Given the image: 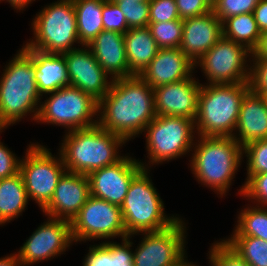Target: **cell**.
<instances>
[{"label":"cell","mask_w":267,"mask_h":266,"mask_svg":"<svg viewBox=\"0 0 267 266\" xmlns=\"http://www.w3.org/2000/svg\"><path fill=\"white\" fill-rule=\"evenodd\" d=\"M156 117L153 89L138 75L115 79L98 102L97 124L127 143Z\"/></svg>","instance_id":"6da1fadb"},{"label":"cell","mask_w":267,"mask_h":266,"mask_svg":"<svg viewBox=\"0 0 267 266\" xmlns=\"http://www.w3.org/2000/svg\"><path fill=\"white\" fill-rule=\"evenodd\" d=\"M21 47L3 66V72L0 70V130L4 131L28 116L36 123L39 113L42 95L35 79L33 56Z\"/></svg>","instance_id":"7a4b0ae2"},{"label":"cell","mask_w":267,"mask_h":266,"mask_svg":"<svg viewBox=\"0 0 267 266\" xmlns=\"http://www.w3.org/2000/svg\"><path fill=\"white\" fill-rule=\"evenodd\" d=\"M243 163V147L233 137L196 136L188 168L194 179L226 198Z\"/></svg>","instance_id":"3957f363"},{"label":"cell","mask_w":267,"mask_h":266,"mask_svg":"<svg viewBox=\"0 0 267 266\" xmlns=\"http://www.w3.org/2000/svg\"><path fill=\"white\" fill-rule=\"evenodd\" d=\"M64 133L57 151L66 171L83 175L119 161L125 155L121 149L128 144L98 124Z\"/></svg>","instance_id":"277c9868"},{"label":"cell","mask_w":267,"mask_h":266,"mask_svg":"<svg viewBox=\"0 0 267 266\" xmlns=\"http://www.w3.org/2000/svg\"><path fill=\"white\" fill-rule=\"evenodd\" d=\"M248 83L202 84L198 95L195 131L204 137H232Z\"/></svg>","instance_id":"5b68a950"},{"label":"cell","mask_w":267,"mask_h":266,"mask_svg":"<svg viewBox=\"0 0 267 266\" xmlns=\"http://www.w3.org/2000/svg\"><path fill=\"white\" fill-rule=\"evenodd\" d=\"M151 171L143 168L133 178L120 206L127 236L166 229L181 217L166 214L165 202L154 186Z\"/></svg>","instance_id":"8992f818"},{"label":"cell","mask_w":267,"mask_h":266,"mask_svg":"<svg viewBox=\"0 0 267 266\" xmlns=\"http://www.w3.org/2000/svg\"><path fill=\"white\" fill-rule=\"evenodd\" d=\"M30 28L33 36L21 45L25 49L63 54L82 46L73 0H56L42 6L33 16Z\"/></svg>","instance_id":"52a82bcc"},{"label":"cell","mask_w":267,"mask_h":266,"mask_svg":"<svg viewBox=\"0 0 267 266\" xmlns=\"http://www.w3.org/2000/svg\"><path fill=\"white\" fill-rule=\"evenodd\" d=\"M143 136L148 161H138L144 169L152 170L154 165L155 168L156 165L158 167L182 157H190L197 134L192 119L156 115L146 126Z\"/></svg>","instance_id":"ba28073f"},{"label":"cell","mask_w":267,"mask_h":266,"mask_svg":"<svg viewBox=\"0 0 267 266\" xmlns=\"http://www.w3.org/2000/svg\"><path fill=\"white\" fill-rule=\"evenodd\" d=\"M97 120L98 101L69 85L42 95L36 123L62 127L68 132L93 127Z\"/></svg>","instance_id":"9c48e42d"},{"label":"cell","mask_w":267,"mask_h":266,"mask_svg":"<svg viewBox=\"0 0 267 266\" xmlns=\"http://www.w3.org/2000/svg\"><path fill=\"white\" fill-rule=\"evenodd\" d=\"M20 161L29 200L36 203L42 211L52 199L61 176L66 171L61 154H53L48 146L31 142L26 146Z\"/></svg>","instance_id":"30bf717a"},{"label":"cell","mask_w":267,"mask_h":266,"mask_svg":"<svg viewBox=\"0 0 267 266\" xmlns=\"http://www.w3.org/2000/svg\"><path fill=\"white\" fill-rule=\"evenodd\" d=\"M180 217L166 229L134 234L140 237L133 246L134 266H177L187 258L188 222ZM186 248V249H185Z\"/></svg>","instance_id":"8fae6325"},{"label":"cell","mask_w":267,"mask_h":266,"mask_svg":"<svg viewBox=\"0 0 267 266\" xmlns=\"http://www.w3.org/2000/svg\"><path fill=\"white\" fill-rule=\"evenodd\" d=\"M70 225L75 245L88 241L94 243L97 240L103 243L128 237L120 206L92 195Z\"/></svg>","instance_id":"7c38bea8"},{"label":"cell","mask_w":267,"mask_h":266,"mask_svg":"<svg viewBox=\"0 0 267 266\" xmlns=\"http://www.w3.org/2000/svg\"><path fill=\"white\" fill-rule=\"evenodd\" d=\"M251 55L244 45L222 37L195 63L207 78L201 84L248 83Z\"/></svg>","instance_id":"4fadbf2b"},{"label":"cell","mask_w":267,"mask_h":266,"mask_svg":"<svg viewBox=\"0 0 267 266\" xmlns=\"http://www.w3.org/2000/svg\"><path fill=\"white\" fill-rule=\"evenodd\" d=\"M47 217L17 250L21 266L51 261L65 255L75 243L70 221Z\"/></svg>","instance_id":"5bb4252c"},{"label":"cell","mask_w":267,"mask_h":266,"mask_svg":"<svg viewBox=\"0 0 267 266\" xmlns=\"http://www.w3.org/2000/svg\"><path fill=\"white\" fill-rule=\"evenodd\" d=\"M143 166L130 153L112 165L91 172L88 176L93 197L121 206L133 178Z\"/></svg>","instance_id":"9a60e30c"},{"label":"cell","mask_w":267,"mask_h":266,"mask_svg":"<svg viewBox=\"0 0 267 266\" xmlns=\"http://www.w3.org/2000/svg\"><path fill=\"white\" fill-rule=\"evenodd\" d=\"M63 56L70 85L99 102L108 93L113 80L99 65L90 48L82 45Z\"/></svg>","instance_id":"2e32d148"},{"label":"cell","mask_w":267,"mask_h":266,"mask_svg":"<svg viewBox=\"0 0 267 266\" xmlns=\"http://www.w3.org/2000/svg\"><path fill=\"white\" fill-rule=\"evenodd\" d=\"M202 84L195 74L189 78L153 89L156 115L195 120Z\"/></svg>","instance_id":"e0dca14e"},{"label":"cell","mask_w":267,"mask_h":266,"mask_svg":"<svg viewBox=\"0 0 267 266\" xmlns=\"http://www.w3.org/2000/svg\"><path fill=\"white\" fill-rule=\"evenodd\" d=\"M91 196L87 175L65 171L54 195L42 210L43 216L72 221Z\"/></svg>","instance_id":"ac0fdd59"},{"label":"cell","mask_w":267,"mask_h":266,"mask_svg":"<svg viewBox=\"0 0 267 266\" xmlns=\"http://www.w3.org/2000/svg\"><path fill=\"white\" fill-rule=\"evenodd\" d=\"M197 72L195 63L180 48H159L139 76L154 89L189 78Z\"/></svg>","instance_id":"d6986e66"},{"label":"cell","mask_w":267,"mask_h":266,"mask_svg":"<svg viewBox=\"0 0 267 266\" xmlns=\"http://www.w3.org/2000/svg\"><path fill=\"white\" fill-rule=\"evenodd\" d=\"M222 37V21L212 10L183 20V35L179 48L196 63Z\"/></svg>","instance_id":"ffe728a7"},{"label":"cell","mask_w":267,"mask_h":266,"mask_svg":"<svg viewBox=\"0 0 267 266\" xmlns=\"http://www.w3.org/2000/svg\"><path fill=\"white\" fill-rule=\"evenodd\" d=\"M87 46L112 80L134 76L129 70L123 33L103 30Z\"/></svg>","instance_id":"44dd1931"},{"label":"cell","mask_w":267,"mask_h":266,"mask_svg":"<svg viewBox=\"0 0 267 266\" xmlns=\"http://www.w3.org/2000/svg\"><path fill=\"white\" fill-rule=\"evenodd\" d=\"M232 137L242 147L254 141L267 139V97L250 90L246 93Z\"/></svg>","instance_id":"7402d4cb"},{"label":"cell","mask_w":267,"mask_h":266,"mask_svg":"<svg viewBox=\"0 0 267 266\" xmlns=\"http://www.w3.org/2000/svg\"><path fill=\"white\" fill-rule=\"evenodd\" d=\"M33 56L36 83L41 95L69 86L68 71L63 54L26 49Z\"/></svg>","instance_id":"603a6c76"},{"label":"cell","mask_w":267,"mask_h":266,"mask_svg":"<svg viewBox=\"0 0 267 266\" xmlns=\"http://www.w3.org/2000/svg\"><path fill=\"white\" fill-rule=\"evenodd\" d=\"M133 235L89 246L82 266H134ZM121 243V244H120Z\"/></svg>","instance_id":"cb8c5ba5"},{"label":"cell","mask_w":267,"mask_h":266,"mask_svg":"<svg viewBox=\"0 0 267 266\" xmlns=\"http://www.w3.org/2000/svg\"><path fill=\"white\" fill-rule=\"evenodd\" d=\"M124 44L129 70L133 75L139 76L159 51L148 26L128 29L124 33Z\"/></svg>","instance_id":"d4e9b609"},{"label":"cell","mask_w":267,"mask_h":266,"mask_svg":"<svg viewBox=\"0 0 267 266\" xmlns=\"http://www.w3.org/2000/svg\"><path fill=\"white\" fill-rule=\"evenodd\" d=\"M29 197L21 173L0 179V227L22 216Z\"/></svg>","instance_id":"484cf974"},{"label":"cell","mask_w":267,"mask_h":266,"mask_svg":"<svg viewBox=\"0 0 267 266\" xmlns=\"http://www.w3.org/2000/svg\"><path fill=\"white\" fill-rule=\"evenodd\" d=\"M79 42L89 45L104 30L102 9L103 0H73Z\"/></svg>","instance_id":"4316f807"},{"label":"cell","mask_w":267,"mask_h":266,"mask_svg":"<svg viewBox=\"0 0 267 266\" xmlns=\"http://www.w3.org/2000/svg\"><path fill=\"white\" fill-rule=\"evenodd\" d=\"M223 37L244 45L252 53L261 41L254 13H245L229 17L222 22Z\"/></svg>","instance_id":"83f0119b"},{"label":"cell","mask_w":267,"mask_h":266,"mask_svg":"<svg viewBox=\"0 0 267 266\" xmlns=\"http://www.w3.org/2000/svg\"><path fill=\"white\" fill-rule=\"evenodd\" d=\"M242 208L237 211L235 226L229 236H252L267 241V207L248 203Z\"/></svg>","instance_id":"f1b7e54d"},{"label":"cell","mask_w":267,"mask_h":266,"mask_svg":"<svg viewBox=\"0 0 267 266\" xmlns=\"http://www.w3.org/2000/svg\"><path fill=\"white\" fill-rule=\"evenodd\" d=\"M223 240L236 251L249 266H267V241L252 236H228Z\"/></svg>","instance_id":"f546056e"},{"label":"cell","mask_w":267,"mask_h":266,"mask_svg":"<svg viewBox=\"0 0 267 266\" xmlns=\"http://www.w3.org/2000/svg\"><path fill=\"white\" fill-rule=\"evenodd\" d=\"M246 158V160L244 159ZM246 162V178L242 186L237 189L242 197L244 184L253 176L267 172V139L251 142L243 147V162Z\"/></svg>","instance_id":"4dcf8cb0"},{"label":"cell","mask_w":267,"mask_h":266,"mask_svg":"<svg viewBox=\"0 0 267 266\" xmlns=\"http://www.w3.org/2000/svg\"><path fill=\"white\" fill-rule=\"evenodd\" d=\"M152 37L159 48H179L183 35V20L149 23Z\"/></svg>","instance_id":"1f68e13d"},{"label":"cell","mask_w":267,"mask_h":266,"mask_svg":"<svg viewBox=\"0 0 267 266\" xmlns=\"http://www.w3.org/2000/svg\"><path fill=\"white\" fill-rule=\"evenodd\" d=\"M208 249L209 266H249L222 238L214 240Z\"/></svg>","instance_id":"d6a6232c"},{"label":"cell","mask_w":267,"mask_h":266,"mask_svg":"<svg viewBox=\"0 0 267 266\" xmlns=\"http://www.w3.org/2000/svg\"><path fill=\"white\" fill-rule=\"evenodd\" d=\"M125 15L128 28L147 27L149 25V1L135 2L121 0L115 2Z\"/></svg>","instance_id":"836d02e7"},{"label":"cell","mask_w":267,"mask_h":266,"mask_svg":"<svg viewBox=\"0 0 267 266\" xmlns=\"http://www.w3.org/2000/svg\"><path fill=\"white\" fill-rule=\"evenodd\" d=\"M248 84L252 93L267 97V58L254 52L250 58Z\"/></svg>","instance_id":"e575fe53"},{"label":"cell","mask_w":267,"mask_h":266,"mask_svg":"<svg viewBox=\"0 0 267 266\" xmlns=\"http://www.w3.org/2000/svg\"><path fill=\"white\" fill-rule=\"evenodd\" d=\"M260 0H218L212 7L214 14L223 22L225 19L253 13Z\"/></svg>","instance_id":"d590c367"},{"label":"cell","mask_w":267,"mask_h":266,"mask_svg":"<svg viewBox=\"0 0 267 266\" xmlns=\"http://www.w3.org/2000/svg\"><path fill=\"white\" fill-rule=\"evenodd\" d=\"M267 207V172L253 175L245 184L242 199Z\"/></svg>","instance_id":"8d00e7d4"},{"label":"cell","mask_w":267,"mask_h":266,"mask_svg":"<svg viewBox=\"0 0 267 266\" xmlns=\"http://www.w3.org/2000/svg\"><path fill=\"white\" fill-rule=\"evenodd\" d=\"M102 18L104 30L124 34L129 29L125 15L116 3L103 0Z\"/></svg>","instance_id":"74e56055"},{"label":"cell","mask_w":267,"mask_h":266,"mask_svg":"<svg viewBox=\"0 0 267 266\" xmlns=\"http://www.w3.org/2000/svg\"><path fill=\"white\" fill-rule=\"evenodd\" d=\"M149 23L181 20L175 0H150Z\"/></svg>","instance_id":"f35d334b"},{"label":"cell","mask_w":267,"mask_h":266,"mask_svg":"<svg viewBox=\"0 0 267 266\" xmlns=\"http://www.w3.org/2000/svg\"><path fill=\"white\" fill-rule=\"evenodd\" d=\"M4 130H0V135ZM21 158L0 139V179L16 175L20 171Z\"/></svg>","instance_id":"ab89813d"},{"label":"cell","mask_w":267,"mask_h":266,"mask_svg":"<svg viewBox=\"0 0 267 266\" xmlns=\"http://www.w3.org/2000/svg\"><path fill=\"white\" fill-rule=\"evenodd\" d=\"M181 20L193 18L212 11L207 0H175Z\"/></svg>","instance_id":"60d3db41"},{"label":"cell","mask_w":267,"mask_h":266,"mask_svg":"<svg viewBox=\"0 0 267 266\" xmlns=\"http://www.w3.org/2000/svg\"><path fill=\"white\" fill-rule=\"evenodd\" d=\"M254 16L259 31L262 33L267 31V0H260L254 9Z\"/></svg>","instance_id":"b9f144b4"},{"label":"cell","mask_w":267,"mask_h":266,"mask_svg":"<svg viewBox=\"0 0 267 266\" xmlns=\"http://www.w3.org/2000/svg\"><path fill=\"white\" fill-rule=\"evenodd\" d=\"M36 0H1V2H8L14 12H22L28 9V7Z\"/></svg>","instance_id":"7bdbcfd3"},{"label":"cell","mask_w":267,"mask_h":266,"mask_svg":"<svg viewBox=\"0 0 267 266\" xmlns=\"http://www.w3.org/2000/svg\"><path fill=\"white\" fill-rule=\"evenodd\" d=\"M0 266H21L18 254L13 252L2 256L0 258Z\"/></svg>","instance_id":"ee69618b"},{"label":"cell","mask_w":267,"mask_h":266,"mask_svg":"<svg viewBox=\"0 0 267 266\" xmlns=\"http://www.w3.org/2000/svg\"><path fill=\"white\" fill-rule=\"evenodd\" d=\"M254 53L259 57L267 58V31L262 33L260 44Z\"/></svg>","instance_id":"f6af8a7d"},{"label":"cell","mask_w":267,"mask_h":266,"mask_svg":"<svg viewBox=\"0 0 267 266\" xmlns=\"http://www.w3.org/2000/svg\"><path fill=\"white\" fill-rule=\"evenodd\" d=\"M178 266H199L198 264H196V262L194 263L193 261H188V257ZM201 266V265H200Z\"/></svg>","instance_id":"bcb514c9"},{"label":"cell","mask_w":267,"mask_h":266,"mask_svg":"<svg viewBox=\"0 0 267 266\" xmlns=\"http://www.w3.org/2000/svg\"><path fill=\"white\" fill-rule=\"evenodd\" d=\"M107 1H110V2L115 3L116 1H121V0H107ZM132 1H135V2H142V1H150V0H132Z\"/></svg>","instance_id":"7dc6e473"},{"label":"cell","mask_w":267,"mask_h":266,"mask_svg":"<svg viewBox=\"0 0 267 266\" xmlns=\"http://www.w3.org/2000/svg\"><path fill=\"white\" fill-rule=\"evenodd\" d=\"M208 3L213 7V5L218 1V0H207Z\"/></svg>","instance_id":"c3c4849f"}]
</instances>
